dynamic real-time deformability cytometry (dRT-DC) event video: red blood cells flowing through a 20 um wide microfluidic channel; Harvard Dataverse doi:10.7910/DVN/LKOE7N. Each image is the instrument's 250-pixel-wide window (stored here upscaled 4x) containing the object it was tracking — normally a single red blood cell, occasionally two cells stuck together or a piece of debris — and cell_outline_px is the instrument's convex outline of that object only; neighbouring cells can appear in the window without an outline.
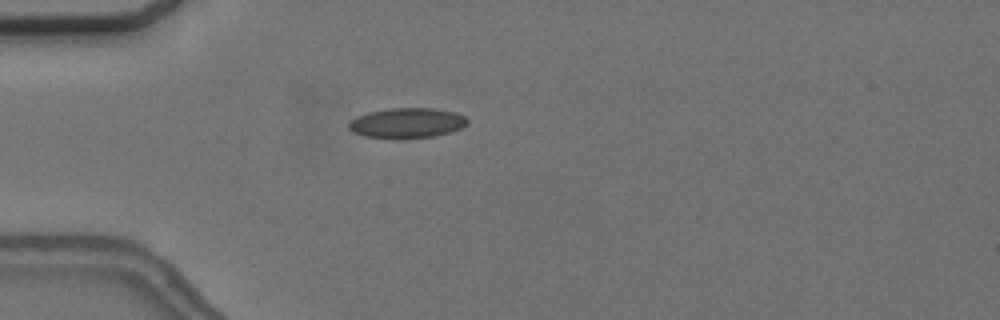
{"species": "common noctule bat (a hibernating species)", "species_latin": "Nyctalus noctula", "temperature_condition": "cold", "stored_images_in_passage": 5, "camera_frame_rate_fps": 3000, "um_per_image_px": 0.085, "animal": {"sex": "female", "body_mass_g": 24.6, "forearm_length_mm": 56.2}, "frame": {"image": 1, "passage_image": 4, "time_ms": 4.667, "image_size_px": [1000, 320], "cell_outline_px": [[468, 124], [460, 128], [448, 132], [432, 136], [400, 140], [392, 140], [364, 136], [352, 132], [348, 128], [348, 124], [356, 116], [368, 112], [388, 108], [432, 108], [456, 112], [464, 116], [468, 120]], "centroid_in_image_um": [34.55, 10.47], "position_along_channel_um": 50.5, "area_um2": 21.21}}